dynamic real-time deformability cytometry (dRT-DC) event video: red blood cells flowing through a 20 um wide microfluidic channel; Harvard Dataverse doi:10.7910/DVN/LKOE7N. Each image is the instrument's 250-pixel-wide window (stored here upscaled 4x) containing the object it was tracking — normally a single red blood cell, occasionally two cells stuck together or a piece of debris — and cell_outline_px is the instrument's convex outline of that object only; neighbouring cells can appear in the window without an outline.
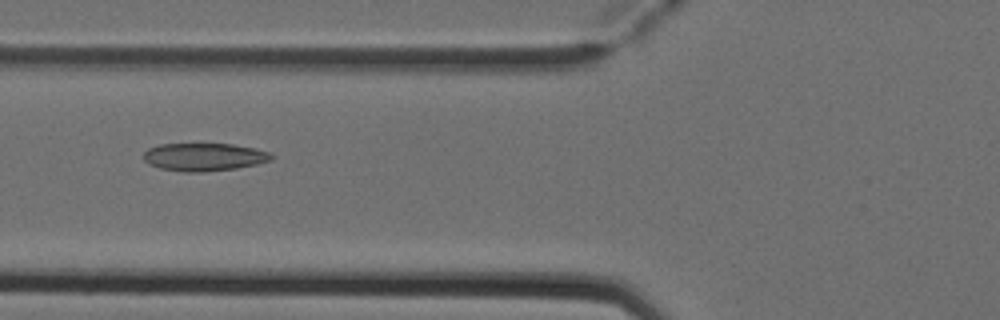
{"species": "Egyptian fruit bat (a non-hibernating species)", "species_latin": "Rousettus aegyptiacus", "temperature_condition": "cold", "stored_images_in_passage": 7, "camera_frame_rate_fps": 3000, "um_per_image_px": 0.085, "animal": {"sex": "female"}, "frame": {"image": 1, "passage_image": 4, "time_ms": 1.0, "image_size_px": [1000, 320], "cell_outline_px": [[272, 160], [256, 164], [236, 168], [204, 172], [184, 172], [160, 168], [148, 164], [144, 160], [144, 152], [148, 148], [160, 144], [232, 144], [252, 148], [268, 152], [272, 156]], "centroid_in_image_um": [17.3, 13.35], "position_along_channel_um": 108.5, "area_um2": 20.63}}
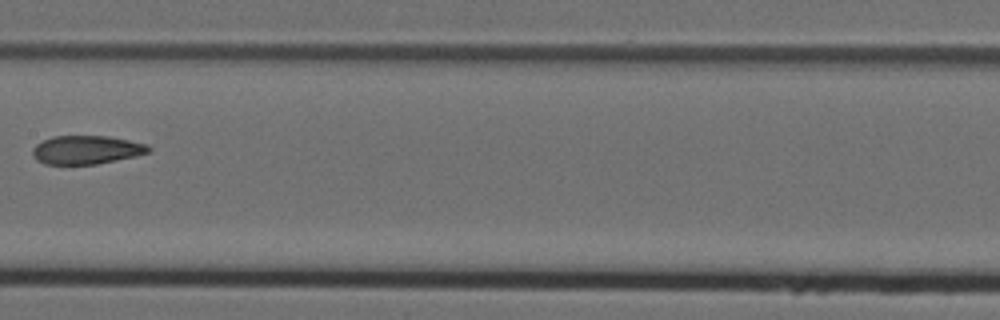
{"frame": {"image": 2, "passage_image": 6, "time_ms": 1.667, "image_size_px": [1000, 320], "cell_outline_px": [[152, 152], [136, 156], [96, 164], [44, 164], [36, 160], [32, 156], [32, 148], [36, 144], [52, 136], [108, 136], [148, 144], [152, 148]], "centroid_in_image_um": [7.36, 12.74], "position_along_channel_um": 200.0, "area_um2": 19.48}}
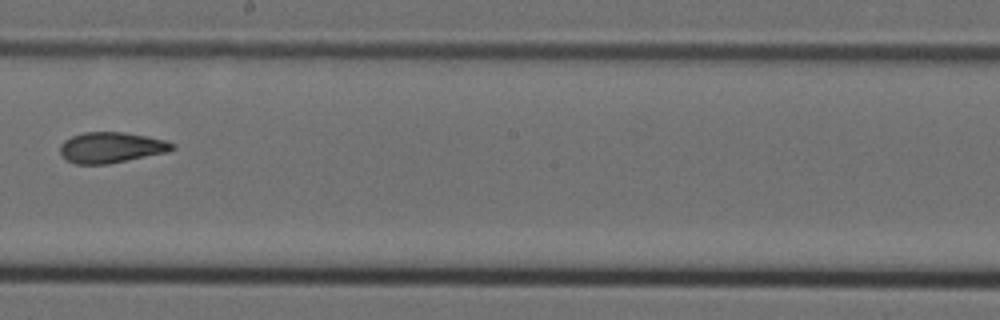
{"frame": {"image": 3, "passage_image": 7, "time_ms": 2.0, "image_size_px": [1000, 320], "cell_outline_px": [[176, 148], [168, 152], [108, 164], [76, 164], [68, 160], [60, 152], [60, 144], [64, 140], [72, 136], [84, 132], [124, 132], [148, 136], [164, 140], [176, 144]], "centroid_in_image_um": [9.48, 12.53], "position_along_channel_um": 238.7, "area_um2": 20.11}}